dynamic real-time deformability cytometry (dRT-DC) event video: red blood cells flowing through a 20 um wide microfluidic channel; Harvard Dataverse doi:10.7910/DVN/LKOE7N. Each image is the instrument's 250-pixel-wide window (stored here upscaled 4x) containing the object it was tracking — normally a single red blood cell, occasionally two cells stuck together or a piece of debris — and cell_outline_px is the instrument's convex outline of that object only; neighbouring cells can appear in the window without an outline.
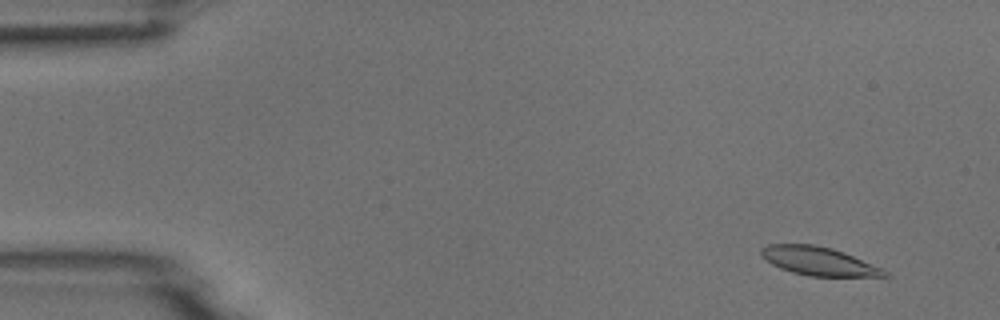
{"species": "common noctule bat (a hibernating species)", "species_latin": "Nyctalus noctula", "temperature_condition": "room temperature", "stored_images_in_passage": 4, "camera_frame_rate_fps": 3000, "um_per_image_px": 0.085, "animal": {"sex": "male", "body_mass_g": 18.8}, "frame": {"image": 1, "passage_image": 1, "time_ms": 0.0, "image_size_px": [1000, 320], "cell_outline_px": [[892, 276], [808, 276], [792, 272], [780, 268], [772, 264], [760, 256], [760, 248], [768, 244], [812, 244], [832, 248], [844, 252], [880, 268], [888, 272]], "centroid_in_image_um": [69.53, 22.19], "position_along_channel_um": 15.5, "area_um2": 20.35}}
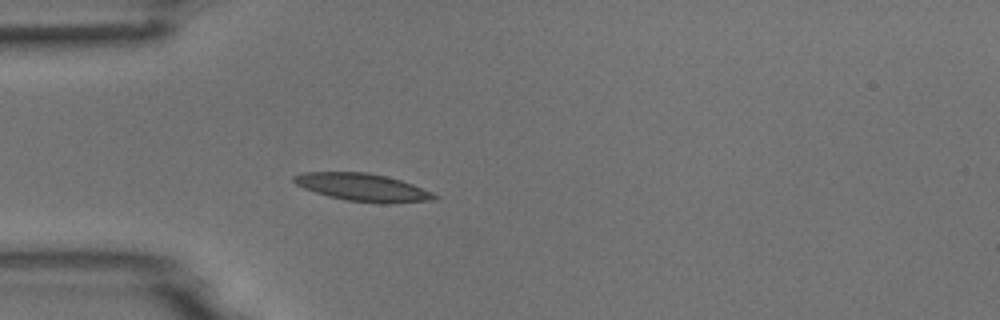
{"frame": {"image": 2, "passage_image": 4, "time_ms": 1.0, "image_size_px": [1000, 320], "cell_outline_px": [[440, 196], [436, 200], [384, 204], [380, 204], [348, 200], [328, 196], [304, 188], [296, 184], [292, 180], [292, 176], [300, 172], [368, 172], [388, 176], [412, 184], [432, 192]], "centroid_in_image_um": [30.85, 15.92], "position_along_channel_um": 54.1, "area_um2": 22.83}}